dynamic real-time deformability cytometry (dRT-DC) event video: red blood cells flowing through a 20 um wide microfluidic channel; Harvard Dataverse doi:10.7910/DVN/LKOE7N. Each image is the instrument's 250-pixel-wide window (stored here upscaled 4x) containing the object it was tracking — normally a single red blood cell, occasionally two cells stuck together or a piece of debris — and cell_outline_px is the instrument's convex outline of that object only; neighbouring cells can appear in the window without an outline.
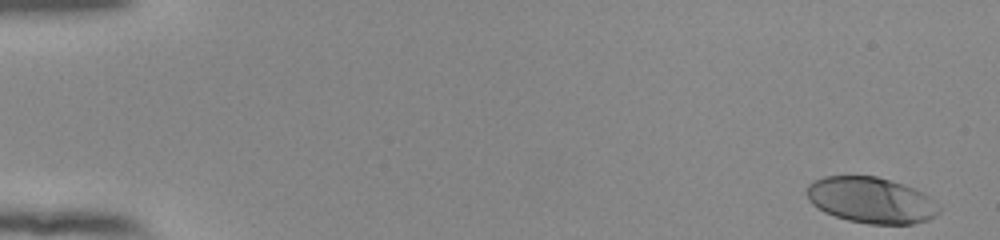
{"species": "human", "species_latin": "Homo sapiens", "temperature_condition": "room temperature", "stored_images_in_passage": 53, "camera_frame_rate_fps": 3000, "um_per_image_px": 0.085, "donor": {"sex": "female"}, "frame": {"image": 1, "passage_image": 1, "time_ms": 0.0, "image_size_px": [1000, 240], "cell_outline_px": [[940, 212], [936, 216], [928, 220], [912, 224], [868, 224], [848, 220], [824, 212], [812, 204], [808, 200], [804, 192], [808, 184], [812, 180], [824, 176], [876, 176], [904, 184], [924, 192], [940, 208]], "centroid_in_image_um": [74.02, 17.01], "position_along_channel_um": 11.0, "area_um2": 35.78}}
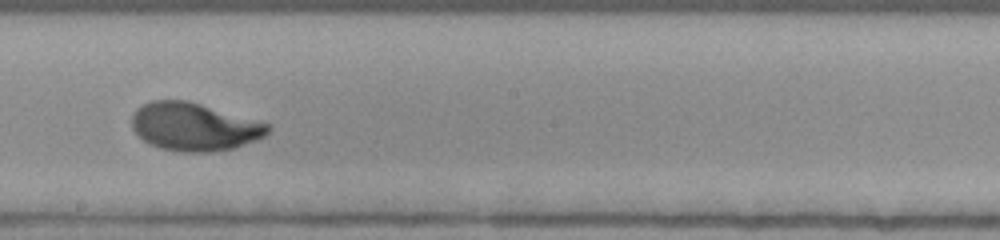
{"frame": {"image": 2, "passage_image": 31, "time_ms": 10.0, "image_size_px": [1000, 240], "cell_outline_px": [[272, 128], [264, 136], [256, 140], [232, 148], [212, 152], [180, 152], [160, 148], [148, 144], [132, 128], [132, 116], [136, 108], [152, 100], [188, 100], [272, 124]], "centroid_in_image_um": [16.52, 10.77], "position_along_channel_um": 231.7, "area_um2": 38.21}}
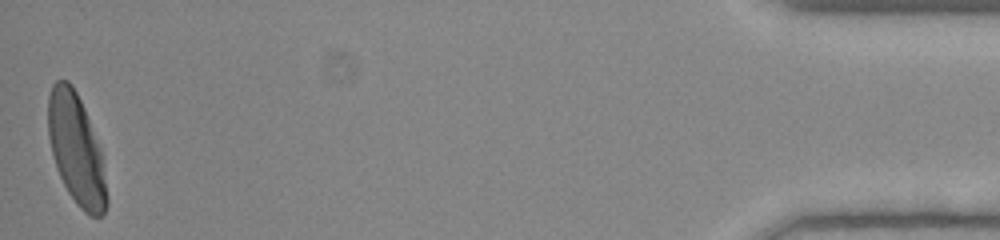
{"frame": {"image": 3, "passage_image": 53, "time_ms": 17.333, "image_size_px": [1000, 240], "cell_outline_px": [[108, 204], [104, 212], [100, 216], [92, 216], [84, 212], [76, 204], [68, 192], [56, 168], [48, 136], [48, 96], [52, 84], [56, 80], [68, 80], [72, 84], [84, 108], [100, 148], [108, 200]], "centroid_in_image_um": [6.47, 12.69], "position_along_channel_um": 428.7, "area_um2": 37.45}, "authors_computed_cell_mechanics": {"area_um2": 36.5296, "velocity_mm_per_s": 3.8491, "shape_relaxation_time_tau1_ms": 3.2391, "shape_relaxation_time_tau2_ms": null, "deformation_change_tau1": 0.1851, "deformation_change_tau2": null}}